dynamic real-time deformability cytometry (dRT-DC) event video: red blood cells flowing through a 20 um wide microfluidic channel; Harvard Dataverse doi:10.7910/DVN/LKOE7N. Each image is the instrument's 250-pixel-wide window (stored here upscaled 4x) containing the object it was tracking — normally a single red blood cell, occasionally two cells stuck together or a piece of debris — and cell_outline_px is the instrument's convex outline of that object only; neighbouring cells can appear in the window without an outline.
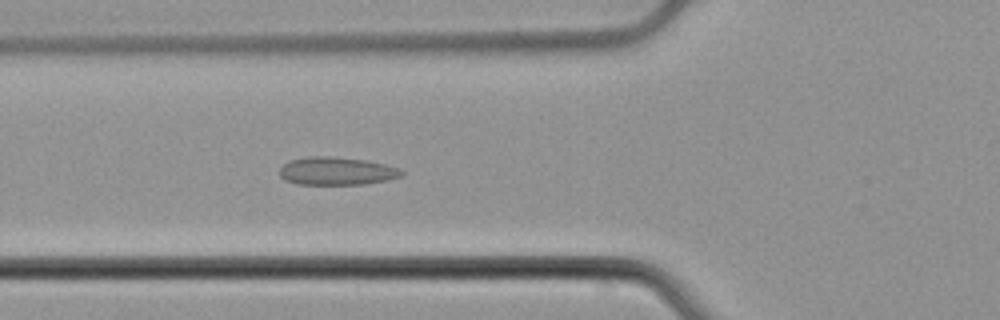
{"species": "common noctule bat (a hibernating species)", "species_latin": "Nyctalus noctula", "temperature_condition": "cold", "stored_images_in_passage": 5, "camera_frame_rate_fps": 3000, "um_per_image_px": 0.085, "animal": {"sex": "male", "body_mass_g": 21.5, "forearm_length_mm": 52.0}, "frame": {"image": 1, "passage_image": 5, "time_ms": 4.667, "image_size_px": [1000, 320], "cell_outline_px": [[404, 172], [400, 176], [388, 180], [364, 184], [296, 184], [284, 180], [280, 176], [280, 168], [284, 164], [292, 160], [308, 156], [332, 156], [364, 160], [384, 164], [400, 168]], "centroid_in_image_um": [28.61, 14.54], "position_along_channel_um": 97.2, "area_um2": 19.83}}